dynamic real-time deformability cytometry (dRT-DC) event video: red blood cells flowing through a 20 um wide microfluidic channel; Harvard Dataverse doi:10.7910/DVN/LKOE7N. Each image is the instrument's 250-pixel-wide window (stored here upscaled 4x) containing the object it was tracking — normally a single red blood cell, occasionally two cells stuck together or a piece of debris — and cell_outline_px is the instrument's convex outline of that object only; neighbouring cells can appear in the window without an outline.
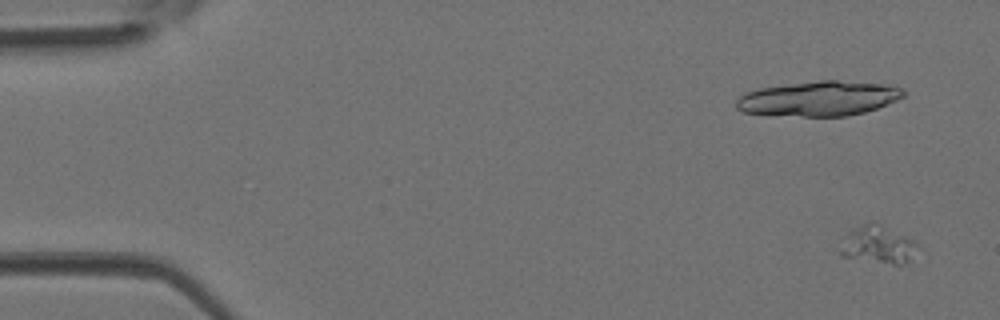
{"species": "Egyptian fruit bat (a non-hibernating species)", "species_latin": "Rousettus aegyptiacus", "temperature_condition": "room temperature", "stored_images_in_passage": 4, "camera_frame_rate_fps": 3000, "um_per_image_px": 0.085, "animal": {"sex": "female"}, "frame": {"image": 1, "passage_image": 1, "time_ms": 0.0, "image_size_px": [1000, 320], "cell_outline_px": [[916, 244], [904, 264], [892, 264], [840, 256], [840, 252], [848, 232], [864, 224], [880, 224], [904, 236]], "centroid_in_image_um": [74.55, 20.82], "position_along_channel_um": 10.4, "area_um2": 15.66}}